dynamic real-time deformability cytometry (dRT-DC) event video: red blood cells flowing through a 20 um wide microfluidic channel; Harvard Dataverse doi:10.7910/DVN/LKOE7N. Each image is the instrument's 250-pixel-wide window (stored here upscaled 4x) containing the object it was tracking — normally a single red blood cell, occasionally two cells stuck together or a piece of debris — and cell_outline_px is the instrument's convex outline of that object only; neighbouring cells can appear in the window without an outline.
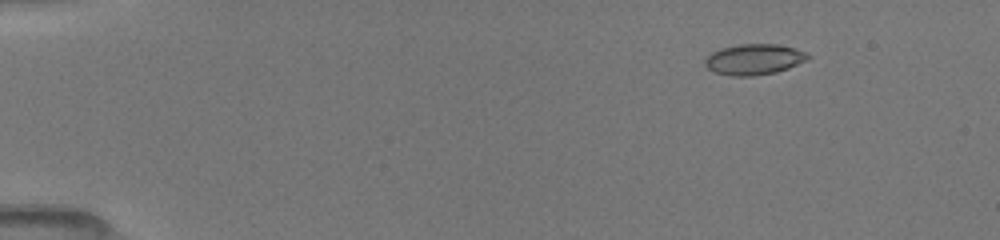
{"species": "common noctule bat (a hibernating species)", "species_latin": "Nyctalus noctula", "temperature_condition": "room temperature", "stored_images_in_passage": 51, "camera_frame_rate_fps": 3000, "um_per_image_px": 0.085, "animal": {"sex": "female", "body_mass_g": 19.5, "forearm_length_mm": 54.1}, "frame": {"image": 1, "passage_image": 7, "time_ms": 2.0, "image_size_px": [1000, 240], "cell_outline_px": [[812, 56], [808, 60], [788, 68], [776, 72], [752, 76], [732, 76], [716, 72], [708, 68], [704, 64], [704, 60], [712, 52], [720, 48], [740, 44], [780, 44], [796, 48]], "centroid_in_image_um": [64.12, 5.04], "position_along_channel_um": 20.9, "area_um2": 18.5}}
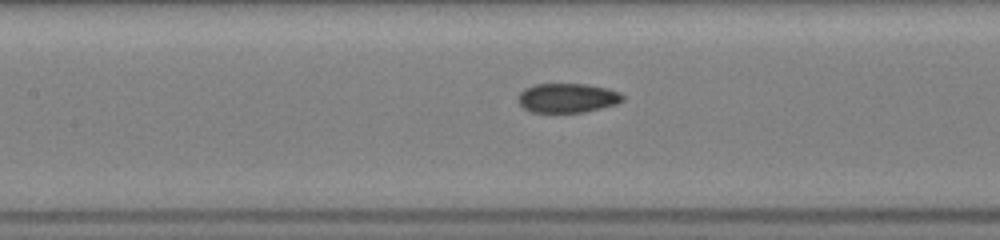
{"frame": {"image": 2, "passage_image": 25, "time_ms": 8.0, "image_size_px": [1000, 240], "cell_outline_px": [[624, 100], [616, 104], [584, 112], [532, 112], [524, 108], [516, 100], [516, 96], [524, 88], [536, 84], [588, 84], [608, 88], [620, 92], [624, 96]], "centroid_in_image_um": [48.21, 8.32], "position_along_channel_um": 159.2, "area_um2": 18.03}}
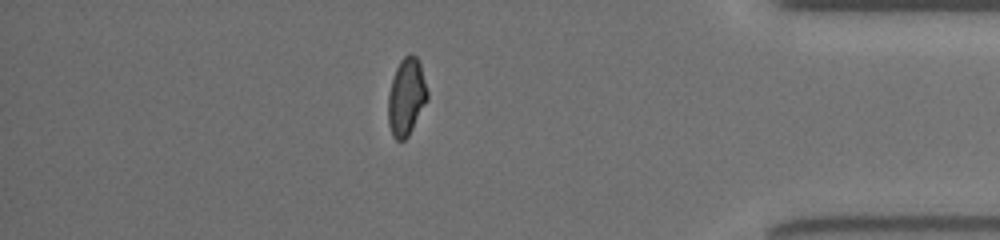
{"frame": {"image": 3, "passage_image": 45, "time_ms": 14.667, "image_size_px": [1000, 240], "cell_outline_px": [[428, 100], [408, 136], [404, 140], [396, 140], [392, 136], [388, 124], [388, 96], [392, 80], [396, 68], [400, 60], [408, 52], [412, 52], [416, 56], [420, 64], [428, 92]], "centroid_in_image_um": [34.54, 8.22], "position_along_channel_um": 400.7, "area_um2": 17.8}, "authors_computed_cell_mechanics": {"area_um2": 18.0336, "velocity_mm_per_s": 4.0721, "shape_relaxation_time_tau1_ms": null, "shape_relaxation_time_tau2_ms": 1.2026, "deformation_change_tau1": null, "deformation_change_tau2": 0.0517}}